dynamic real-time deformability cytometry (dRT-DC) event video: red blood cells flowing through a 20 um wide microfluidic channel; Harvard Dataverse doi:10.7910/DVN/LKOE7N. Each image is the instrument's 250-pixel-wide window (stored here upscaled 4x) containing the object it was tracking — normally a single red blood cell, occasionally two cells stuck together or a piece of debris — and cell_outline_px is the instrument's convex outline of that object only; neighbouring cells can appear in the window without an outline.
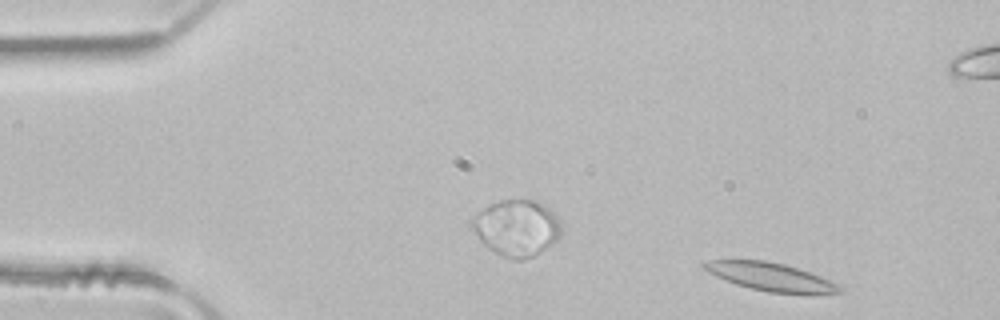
{"species": "common noctule bat (a hibernating species)", "species_latin": "Nyctalus noctula", "temperature_condition": "room temperature", "stored_images_in_passage": 2, "camera_frame_rate_fps": 3000, "um_per_image_px": 0.085, "animal": {"sex": "male", "body_mass_g": 21.5, "forearm_length_mm": 52.0}, "frame": {"image": 1, "passage_image": 2, "time_ms": 0.333, "image_size_px": [1000, 320], "cell_outline_px": [[844, 292], [768, 292], [736, 284], [716, 276], [700, 268], [700, 264], [712, 260], [764, 260], [784, 264], [820, 276], [844, 288]], "centroid_in_image_um": [65.4, 23.5], "position_along_channel_um": 19.6, "area_um2": 21.44}}